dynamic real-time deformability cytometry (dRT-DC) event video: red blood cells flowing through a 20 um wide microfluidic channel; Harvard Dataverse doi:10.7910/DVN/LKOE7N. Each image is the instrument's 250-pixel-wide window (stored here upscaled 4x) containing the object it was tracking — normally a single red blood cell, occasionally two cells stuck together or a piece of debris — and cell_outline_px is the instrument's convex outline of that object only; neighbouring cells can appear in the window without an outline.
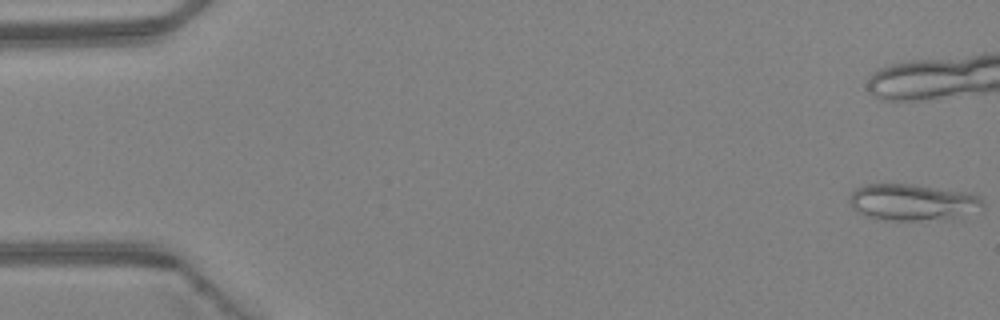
{"species": "Egyptian fruit bat (a non-hibernating species)", "species_latin": "Rousettus aegyptiacus", "temperature_condition": "warm", "stored_images_in_passage": 5, "camera_frame_rate_fps": 3000, "um_per_image_px": 0.085, "animal": {"sex": "female"}, "frame": {"image": 1, "passage_image": 1, "time_ms": 0.0, "image_size_px": [1000, 320], "cell_outline_px": [[984, 208], [948, 216], [920, 220], [876, 220], [852, 208], [848, 200], [852, 192], [856, 188], [864, 184], [912, 184], [964, 192], [980, 196], [984, 200]], "centroid_in_image_um": [77.47, 17.16], "position_along_channel_um": 7.5, "area_um2": 27.69}}